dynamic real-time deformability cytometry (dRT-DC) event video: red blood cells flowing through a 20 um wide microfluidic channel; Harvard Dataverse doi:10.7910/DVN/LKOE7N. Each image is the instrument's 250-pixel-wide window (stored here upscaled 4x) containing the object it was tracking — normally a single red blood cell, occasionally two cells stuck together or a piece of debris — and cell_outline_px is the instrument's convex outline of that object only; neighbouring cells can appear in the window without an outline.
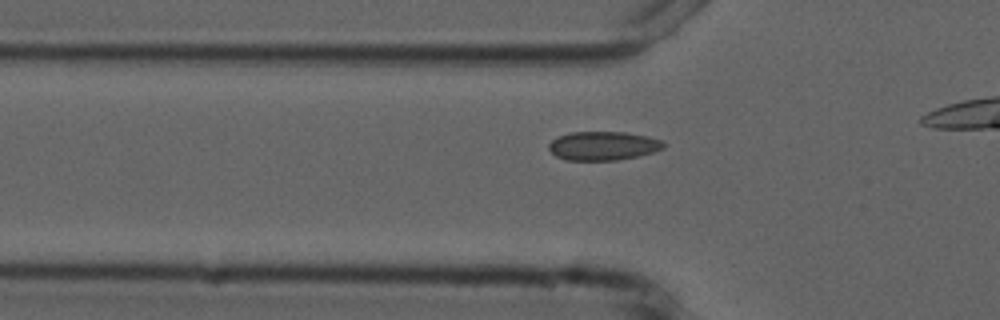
{"species": "common noctule bat (a hibernating species)", "species_latin": "Nyctalus noctula", "temperature_condition": "cold", "stored_images_in_passage": 25, "camera_frame_rate_fps": 3000, "um_per_image_px": 0.085, "animal": {"sex": "male", "forearm_length_mm": 52.5}, "frame": {"image": 1, "passage_image": 9, "time_ms": 2.667, "image_size_px": [1000, 320], "cell_outline_px": [[668, 144], [664, 148], [652, 152], [636, 156], [616, 160], [564, 160], [556, 156], [548, 148], [548, 144], [552, 140], [560, 136], [572, 132], [624, 132], [648, 136], [664, 140]], "centroid_in_image_um": [51.3, 12.39], "position_along_channel_um": 74.5, "area_um2": 19.31}}
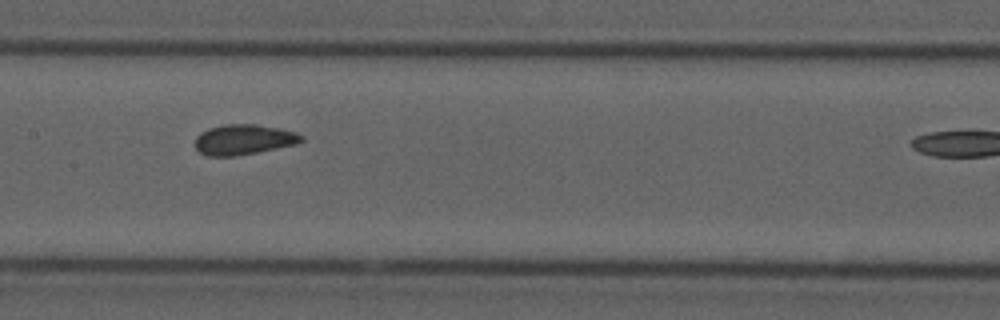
{"frame": {"image": 2, "passage_image": 18, "time_ms": 5.667, "image_size_px": [1000, 320], "cell_outline_px": [[304, 140], [296, 144], [236, 156], [208, 156], [200, 152], [196, 148], [196, 136], [200, 132], [208, 128], [224, 124], [256, 124], [280, 128], [296, 132], [304, 136]], "centroid_in_image_um": [20.72, 11.85], "position_along_channel_um": 186.7, "area_um2": 18.79}}
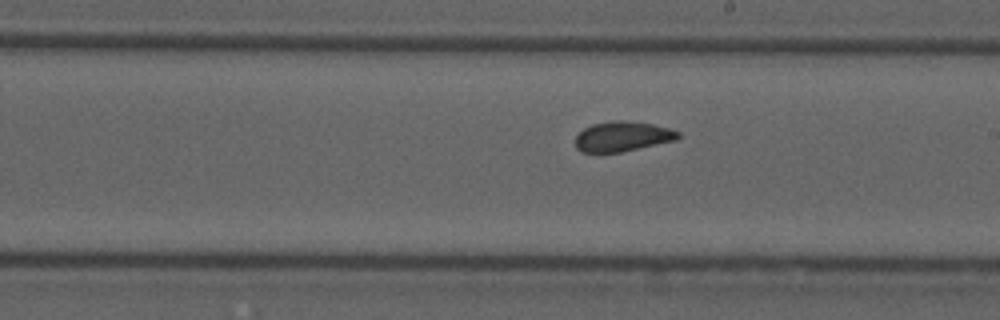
{"frame": {"image": 3, "passage_image": 22, "time_ms": 7.0, "image_size_px": [1000, 320], "cell_outline_px": [[680, 136], [676, 140], [620, 152], [580, 152], [576, 148], [576, 136], [584, 128], [592, 124], [616, 120], [624, 120], [652, 124], [668, 128], [680, 132]], "centroid_in_image_um": [52.9, 11.59], "position_along_channel_um": 236.1, "area_um2": 17.8}}